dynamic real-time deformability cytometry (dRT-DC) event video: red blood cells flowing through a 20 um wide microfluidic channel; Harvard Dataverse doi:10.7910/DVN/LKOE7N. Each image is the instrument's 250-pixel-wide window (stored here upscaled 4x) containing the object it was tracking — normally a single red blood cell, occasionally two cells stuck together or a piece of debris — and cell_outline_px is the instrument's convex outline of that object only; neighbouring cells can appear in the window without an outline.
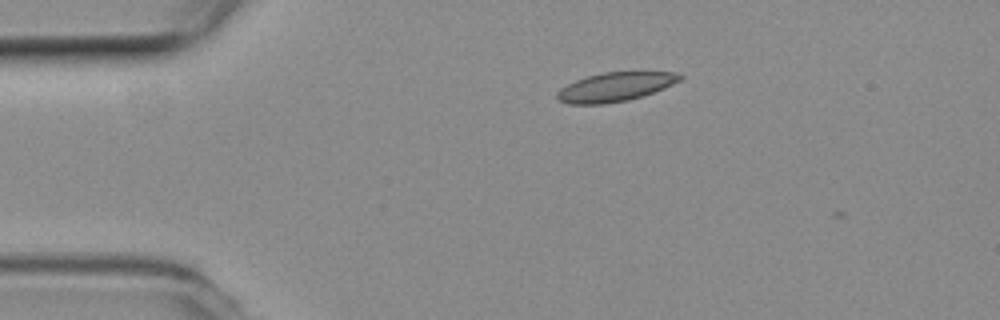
{"species": "common noctule bat (a hibernating species)", "species_latin": "Nyctalus noctula", "temperature_condition": "room temperature", "stored_images_in_passage": 3, "camera_frame_rate_fps": 3000, "um_per_image_px": 0.085, "animal": {"sex": "female", "body_mass_g": 19.3, "forearm_length_mm": 54.1}, "frame": {"image": 1, "passage_image": 1, "time_ms": 0.0, "image_size_px": [1000, 320], "cell_outline_px": [[684, 76], [680, 80], [664, 88], [644, 96], [628, 100], [604, 104], [568, 104], [560, 100], [556, 96], [556, 92], [560, 88], [576, 80], [600, 72], [672, 72]], "centroid_in_image_um": [52.28, 7.39], "position_along_channel_um": 32.7, "area_um2": 20.69}}